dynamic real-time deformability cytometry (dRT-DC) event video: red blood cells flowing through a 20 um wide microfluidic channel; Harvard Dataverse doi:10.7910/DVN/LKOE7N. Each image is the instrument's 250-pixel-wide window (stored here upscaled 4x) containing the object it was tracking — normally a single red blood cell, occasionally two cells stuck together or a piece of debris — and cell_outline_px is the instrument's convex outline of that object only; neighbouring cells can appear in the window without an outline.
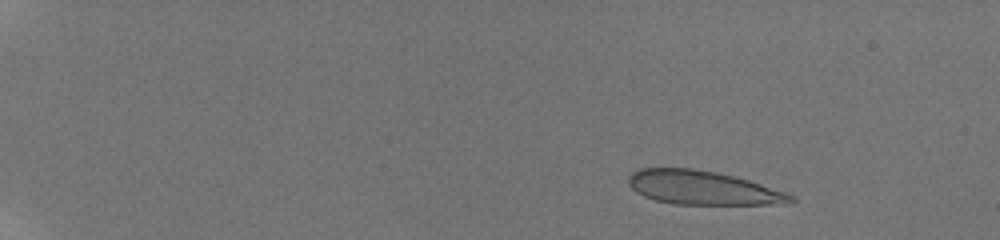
{"species": "human", "species_latin": "Homo sapiens", "temperature_condition": "room temperature", "stored_images_in_passage": 17, "camera_frame_rate_fps": 3000, "um_per_image_px": 0.085, "donor": {"sex": "male"}, "frame": {"image": 1, "passage_image": 8, "time_ms": 2.333, "image_size_px": [1000, 240], "cell_outline_px": [[796, 200], [788, 204], [676, 204], [656, 200], [644, 196], [636, 192], [628, 184], [628, 176], [632, 172], [640, 168], [692, 168], [716, 172], [748, 180], [784, 192], [792, 196]], "centroid_in_image_um": [59.69, 15.96], "position_along_channel_um": 25.3, "area_um2": 31.73}}
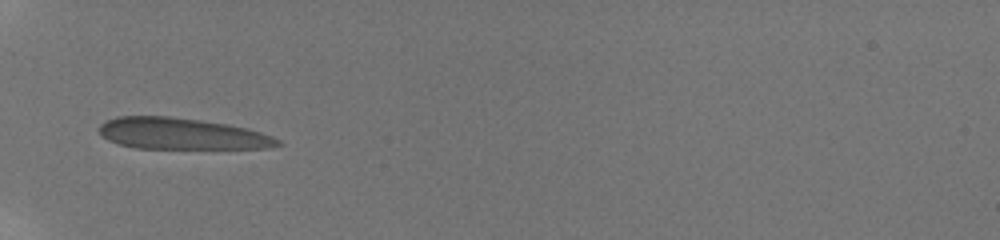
{"frame": {"image": 2, "passage_image": 14, "time_ms": 7.0, "image_size_px": [1000, 240], "cell_outline_px": [[284, 144], [268, 148], [136, 148], [120, 144], [108, 140], [96, 128], [104, 120], [116, 116], [168, 116], [200, 120], [228, 124], [248, 128], [272, 136], [280, 140]], "centroid_in_image_um": [15.43, 11.36], "position_along_channel_um": 69.6, "area_um2": 32.71}}
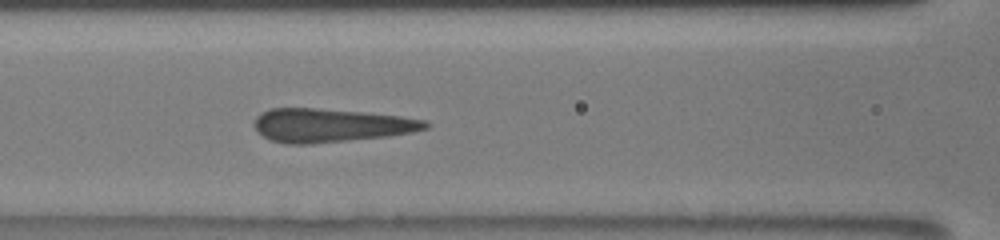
{"frame": {"image": 3, "passage_image": 17, "time_ms": 9.0, "image_size_px": [1000, 240], "cell_outline_px": [[432, 124], [428, 128], [412, 132], [388, 136], [308, 144], [284, 144], [268, 140], [256, 132], [256, 116], [260, 112], [268, 108], [316, 108], [360, 112], [400, 116], [424, 120]], "centroid_in_image_um": [28.06, 10.66], "position_along_channel_um": 138.5, "area_um2": 33.47}}